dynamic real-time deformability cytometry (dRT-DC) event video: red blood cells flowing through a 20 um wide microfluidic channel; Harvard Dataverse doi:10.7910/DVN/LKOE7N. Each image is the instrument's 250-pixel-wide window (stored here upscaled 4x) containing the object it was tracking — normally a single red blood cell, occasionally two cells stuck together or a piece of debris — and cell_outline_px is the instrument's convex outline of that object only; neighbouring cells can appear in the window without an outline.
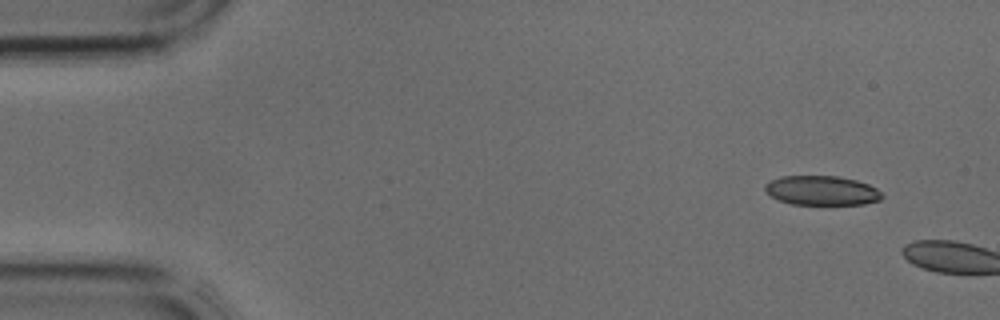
{"species": "common noctule bat (a hibernating species)", "species_latin": "Nyctalus noctula", "temperature_condition": "cold", "stored_images_in_passage": 3, "camera_frame_rate_fps": 3000, "um_per_image_px": 0.085, "animal": {"sex": "male", "body_mass_g": 17.9, "forearm_length_mm": 54.2}, "frame": {"image": 1, "passage_image": 1, "time_ms": 0.0, "image_size_px": [1000, 320], "cell_outline_px": [[884, 196], [880, 200], [864, 204], [792, 204], [780, 200], [772, 196], [764, 188], [764, 184], [780, 176], [840, 176], [856, 180], [868, 184], [876, 188]], "centroid_in_image_um": [69.87, 16.18], "position_along_channel_um": 15.1, "area_um2": 19.94}}